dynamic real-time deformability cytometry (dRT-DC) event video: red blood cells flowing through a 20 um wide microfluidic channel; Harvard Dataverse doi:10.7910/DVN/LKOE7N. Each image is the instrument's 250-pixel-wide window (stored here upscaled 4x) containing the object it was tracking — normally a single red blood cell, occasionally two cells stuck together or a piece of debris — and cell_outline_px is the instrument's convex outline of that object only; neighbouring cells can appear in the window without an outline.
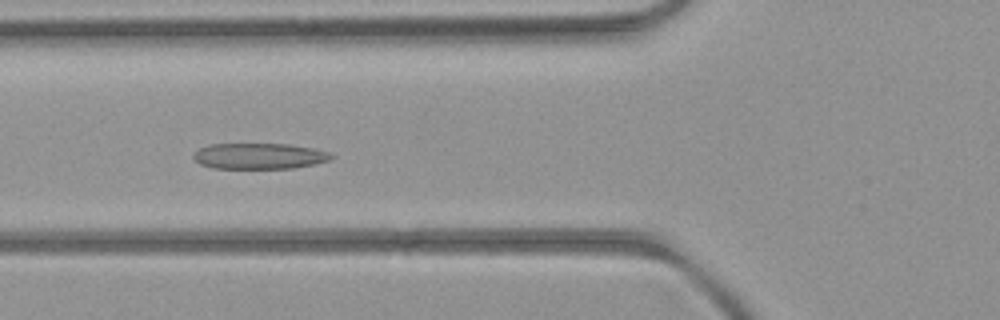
{"species": "common noctule bat (a hibernating species)", "species_latin": "Nyctalus noctula", "temperature_condition": "room temperature", "stored_images_in_passage": 48, "segment_of_instrument_passage": [1, 2], "camera_frame_rate_fps": 3000, "um_per_image_px": 0.085, "animal": {"sex": "female", "body_mass_g": 21.9}, "frame": {"image": 1, "passage_image": 14, "time_ms": 4.333, "image_size_px": [1000, 320], "cell_outline_px": [[336, 156], [332, 160], [316, 164], [296, 168], [212, 168], [200, 164], [192, 156], [200, 148], [208, 144], [288, 144], [316, 148], [328, 152]], "centroid_in_image_um": [22.11, 13.26], "position_along_channel_um": 103.7, "area_um2": 20.98}}
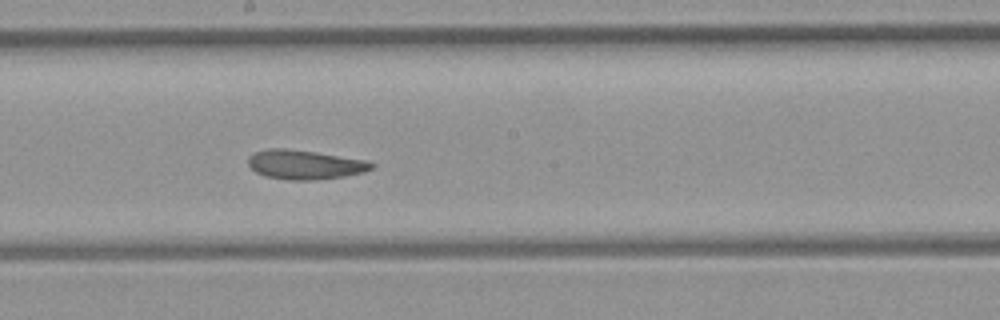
{"frame": {"image": 2, "passage_image": 23, "time_ms": 7.333, "image_size_px": [1000, 320], "cell_outline_px": [[376, 164], [372, 168], [364, 172], [344, 176], [316, 180], [288, 180], [264, 176], [256, 172], [248, 164], [248, 156], [252, 152], [264, 148], [284, 148], [316, 152], [368, 160]], "centroid_in_image_um": [25.89, 13.98], "position_along_channel_um": 222.3, "area_um2": 21.33}}
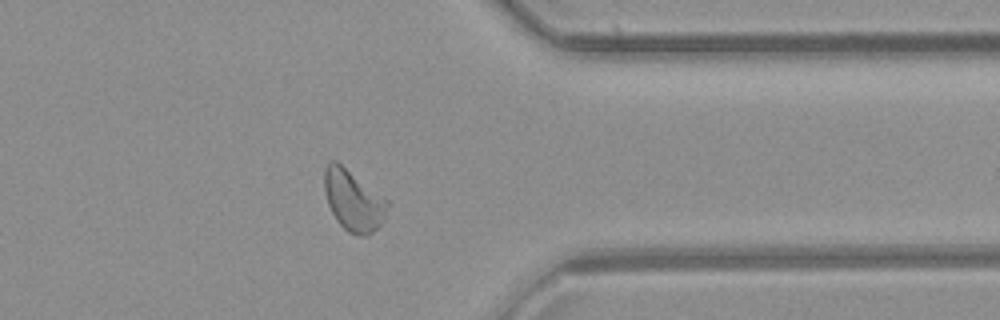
{"frame": {"image": 3, "passage_image": 36, "time_ms": 11.667, "image_size_px": [1000, 320], "cell_outline_px": [[388, 204], [384, 220], [368, 236], [356, 236], [348, 232], [336, 220], [328, 204], [324, 192], [324, 168], [332, 160], [336, 160], [388, 200]], "centroid_in_image_um": [30.01, 17.05], "position_along_channel_um": 381.4, "area_um2": 22.31}}